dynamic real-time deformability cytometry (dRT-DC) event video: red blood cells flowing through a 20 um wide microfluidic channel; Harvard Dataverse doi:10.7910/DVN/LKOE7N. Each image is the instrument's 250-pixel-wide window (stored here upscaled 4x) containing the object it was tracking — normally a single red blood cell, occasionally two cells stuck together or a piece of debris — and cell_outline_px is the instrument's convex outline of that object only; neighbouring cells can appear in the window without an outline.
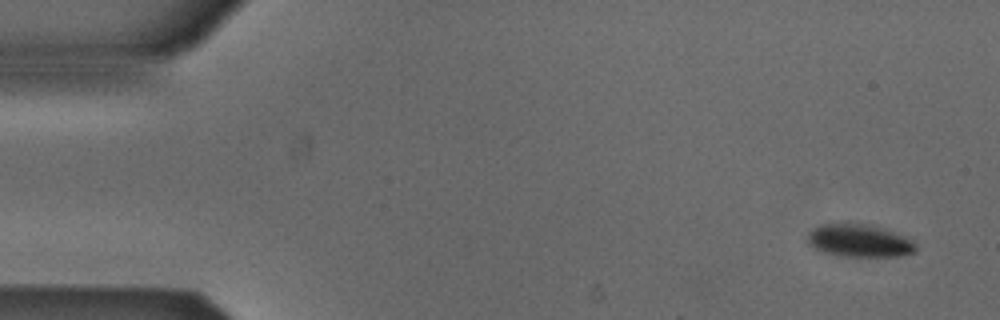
{"species": "Egyptian fruit bat (a non-hibernating species)", "species_latin": "Rousettus aegyptiacus", "temperature_condition": "cold", "stored_images_in_passage": 7, "camera_frame_rate_fps": 3000, "um_per_image_px": 0.085, "animal": {"sex": "male"}, "frame": {"image": 1, "passage_image": 1, "time_ms": 0.0, "image_size_px": [1000, 320], "cell_outline_px": [[916, 252], [900, 256], [836, 256], [824, 252], [808, 244], [808, 232], [812, 228], [820, 224], [864, 224], [880, 228], [904, 236], [912, 240], [916, 244]], "centroid_in_image_um": [73.02, 20.47], "position_along_channel_um": 12.0, "area_um2": 20.4}}
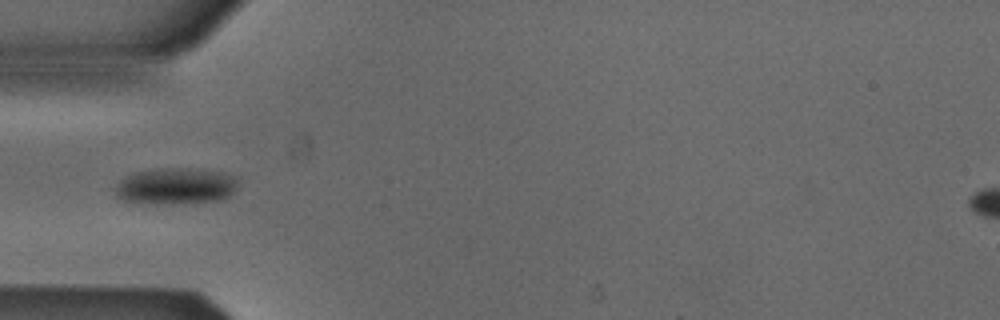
{"frame": {"image": 2, "passage_image": 5, "time_ms": 1.333, "image_size_px": [1000, 320], "cell_outline_px": [[236, 188], [224, 200], [184, 204], [140, 204], [120, 200], [116, 196], [116, 188], [120, 180], [124, 176], [136, 172], [156, 168], [188, 168], [224, 172], [236, 176]], "centroid_in_image_um": [14.91, 15.84], "position_along_channel_um": 70.1, "area_um2": 26.7}}
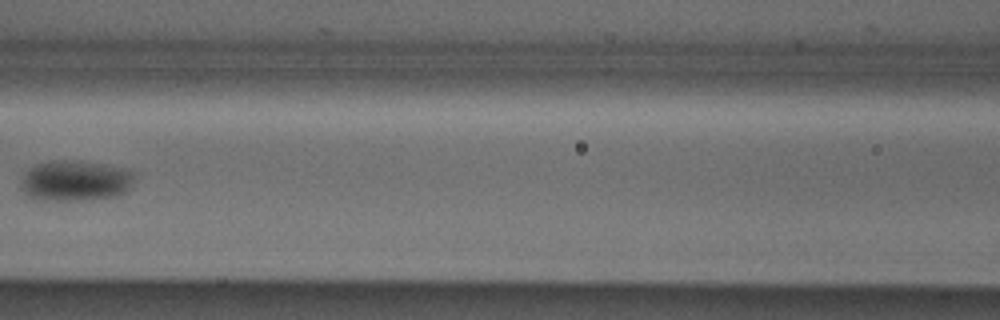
{"frame": {"image": 3, "passage_image": 7, "time_ms": 2.0, "image_size_px": [1000, 320], "cell_outline_px": [[136, 172], [132, 184], [124, 192], [116, 196], [84, 200], [32, 200], [24, 192], [20, 184], [20, 180], [24, 172], [36, 164], [52, 160], [68, 160], [104, 164], [132, 168]], "centroid_in_image_um": [6.41, 15.35], "position_along_channel_um": 160.2, "area_um2": 27.4}}